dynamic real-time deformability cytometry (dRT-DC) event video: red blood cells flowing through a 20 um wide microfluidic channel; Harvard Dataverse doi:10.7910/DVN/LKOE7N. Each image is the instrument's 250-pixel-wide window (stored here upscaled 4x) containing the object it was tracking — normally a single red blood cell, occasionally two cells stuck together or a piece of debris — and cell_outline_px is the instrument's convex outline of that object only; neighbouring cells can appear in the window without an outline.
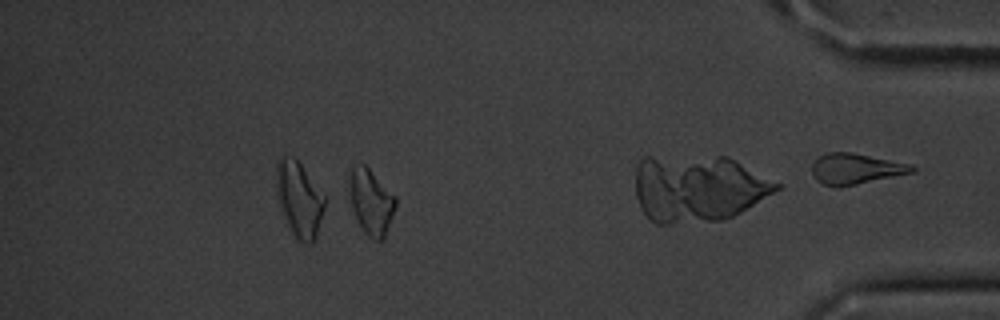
{"species": "common noctule bat (a hibernating species)", "species_latin": "Nyctalus noctula", "temperature_condition": "cold", "stored_images_in_passage": 44, "camera_frame_rate_fps": 3000, "um_per_image_px": 0.085, "animal": {"sex": "male", "body_mass_g": 20.1, "forearm_length_mm": 53.5}, "frame": {"image": 1, "passage_image": 38, "time_ms": 12.333, "image_size_px": [1000, 320], "cell_outline_px": [[396, 204], [384, 240], [376, 240], [368, 236], [364, 232], [356, 216], [352, 204], [352, 168], [356, 164], [364, 164], [396, 196]], "centroid_in_image_um": [31.61, 17.2], "position_along_channel_um": 403.6, "area_um2": 16.76}}